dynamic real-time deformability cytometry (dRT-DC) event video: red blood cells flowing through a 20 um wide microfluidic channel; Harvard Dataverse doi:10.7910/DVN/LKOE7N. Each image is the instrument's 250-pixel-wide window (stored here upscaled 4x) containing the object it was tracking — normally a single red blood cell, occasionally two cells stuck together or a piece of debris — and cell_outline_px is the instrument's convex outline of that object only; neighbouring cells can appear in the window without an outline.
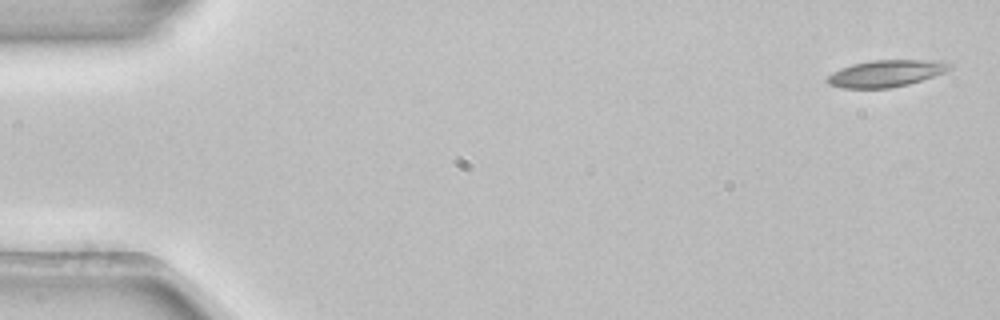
{"species": "common noctule bat (a hibernating species)", "species_latin": "Nyctalus noctula", "temperature_condition": "room temperature", "stored_images_in_passage": 5, "camera_frame_rate_fps": 3000, "um_per_image_px": 0.085, "animal": {"sex": "female", "body_mass_g": 22.7, "forearm_length_mm": 54.2}, "frame": {"image": 1, "passage_image": 1, "time_ms": 0.0, "image_size_px": [1000, 320], "cell_outline_px": [[952, 68], [944, 72], [908, 84], [888, 88], [840, 88], [828, 84], [824, 80], [832, 72], [840, 68], [852, 64], [872, 60], [940, 60], [952, 64]], "centroid_in_image_um": [75.27, 6.23], "position_along_channel_um": 9.7, "area_um2": 19.13}}
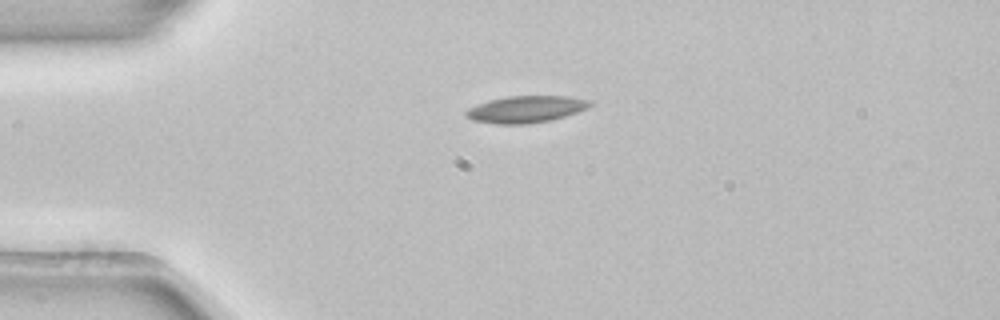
{"frame": {"image": 2, "passage_image": 4, "time_ms": 1.0, "image_size_px": [1000, 320], "cell_outline_px": [[592, 104], [588, 108], [564, 116], [548, 120], [524, 124], [496, 124], [472, 120], [464, 116], [464, 112], [468, 108], [488, 100], [508, 96], [568, 96], [592, 100]], "centroid_in_image_um": [44.68, 9.28], "position_along_channel_um": 40.3, "area_um2": 19.36}}